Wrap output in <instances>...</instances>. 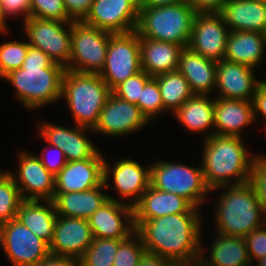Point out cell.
I'll return each mask as SVG.
<instances>
[{
  "instance_id": "17",
  "label": "cell",
  "mask_w": 266,
  "mask_h": 266,
  "mask_svg": "<svg viewBox=\"0 0 266 266\" xmlns=\"http://www.w3.org/2000/svg\"><path fill=\"white\" fill-rule=\"evenodd\" d=\"M88 221L96 238L127 239L135 232L133 207L111 195Z\"/></svg>"
},
{
  "instance_id": "46",
  "label": "cell",
  "mask_w": 266,
  "mask_h": 266,
  "mask_svg": "<svg viewBox=\"0 0 266 266\" xmlns=\"http://www.w3.org/2000/svg\"><path fill=\"white\" fill-rule=\"evenodd\" d=\"M228 0H190L197 12L219 13Z\"/></svg>"
},
{
  "instance_id": "49",
  "label": "cell",
  "mask_w": 266,
  "mask_h": 266,
  "mask_svg": "<svg viewBox=\"0 0 266 266\" xmlns=\"http://www.w3.org/2000/svg\"><path fill=\"white\" fill-rule=\"evenodd\" d=\"M190 0H138L139 7H156L181 3Z\"/></svg>"
},
{
  "instance_id": "32",
  "label": "cell",
  "mask_w": 266,
  "mask_h": 266,
  "mask_svg": "<svg viewBox=\"0 0 266 266\" xmlns=\"http://www.w3.org/2000/svg\"><path fill=\"white\" fill-rule=\"evenodd\" d=\"M154 78L158 82L164 113L166 111H172L174 113L184 102L194 95L188 81L178 70L167 72Z\"/></svg>"
},
{
  "instance_id": "11",
  "label": "cell",
  "mask_w": 266,
  "mask_h": 266,
  "mask_svg": "<svg viewBox=\"0 0 266 266\" xmlns=\"http://www.w3.org/2000/svg\"><path fill=\"white\" fill-rule=\"evenodd\" d=\"M0 246L13 266H37L50 254L49 244L16 219L0 225Z\"/></svg>"
},
{
  "instance_id": "2",
  "label": "cell",
  "mask_w": 266,
  "mask_h": 266,
  "mask_svg": "<svg viewBox=\"0 0 266 266\" xmlns=\"http://www.w3.org/2000/svg\"><path fill=\"white\" fill-rule=\"evenodd\" d=\"M65 68L54 63L42 50L29 46L22 67L2 79L15 88V95L27 109L36 110L60 101Z\"/></svg>"
},
{
  "instance_id": "33",
  "label": "cell",
  "mask_w": 266,
  "mask_h": 266,
  "mask_svg": "<svg viewBox=\"0 0 266 266\" xmlns=\"http://www.w3.org/2000/svg\"><path fill=\"white\" fill-rule=\"evenodd\" d=\"M124 239L93 238V242L78 260L79 266H113L115 256Z\"/></svg>"
},
{
  "instance_id": "34",
  "label": "cell",
  "mask_w": 266,
  "mask_h": 266,
  "mask_svg": "<svg viewBox=\"0 0 266 266\" xmlns=\"http://www.w3.org/2000/svg\"><path fill=\"white\" fill-rule=\"evenodd\" d=\"M23 198L14 179L7 172L0 179V225L16 219Z\"/></svg>"
},
{
  "instance_id": "24",
  "label": "cell",
  "mask_w": 266,
  "mask_h": 266,
  "mask_svg": "<svg viewBox=\"0 0 266 266\" xmlns=\"http://www.w3.org/2000/svg\"><path fill=\"white\" fill-rule=\"evenodd\" d=\"M230 31L266 34V3L254 0H228L221 11Z\"/></svg>"
},
{
  "instance_id": "36",
  "label": "cell",
  "mask_w": 266,
  "mask_h": 266,
  "mask_svg": "<svg viewBox=\"0 0 266 266\" xmlns=\"http://www.w3.org/2000/svg\"><path fill=\"white\" fill-rule=\"evenodd\" d=\"M138 107L149 122L164 112L158 82L154 77L142 89L141 99H138Z\"/></svg>"
},
{
  "instance_id": "53",
  "label": "cell",
  "mask_w": 266,
  "mask_h": 266,
  "mask_svg": "<svg viewBox=\"0 0 266 266\" xmlns=\"http://www.w3.org/2000/svg\"><path fill=\"white\" fill-rule=\"evenodd\" d=\"M254 1H260V2H265L266 3V0H254Z\"/></svg>"
},
{
  "instance_id": "10",
  "label": "cell",
  "mask_w": 266,
  "mask_h": 266,
  "mask_svg": "<svg viewBox=\"0 0 266 266\" xmlns=\"http://www.w3.org/2000/svg\"><path fill=\"white\" fill-rule=\"evenodd\" d=\"M23 27L31 47L42 50L54 63L65 69L69 66L71 22L29 17L24 21Z\"/></svg>"
},
{
  "instance_id": "52",
  "label": "cell",
  "mask_w": 266,
  "mask_h": 266,
  "mask_svg": "<svg viewBox=\"0 0 266 266\" xmlns=\"http://www.w3.org/2000/svg\"><path fill=\"white\" fill-rule=\"evenodd\" d=\"M8 171L1 172L0 171V179L7 173Z\"/></svg>"
},
{
  "instance_id": "27",
  "label": "cell",
  "mask_w": 266,
  "mask_h": 266,
  "mask_svg": "<svg viewBox=\"0 0 266 266\" xmlns=\"http://www.w3.org/2000/svg\"><path fill=\"white\" fill-rule=\"evenodd\" d=\"M104 182L95 188L69 193H54L52 200L58 216L89 219L108 199L102 190Z\"/></svg>"
},
{
  "instance_id": "44",
  "label": "cell",
  "mask_w": 266,
  "mask_h": 266,
  "mask_svg": "<svg viewBox=\"0 0 266 266\" xmlns=\"http://www.w3.org/2000/svg\"><path fill=\"white\" fill-rule=\"evenodd\" d=\"M69 17L73 21H82L88 14L94 0H63Z\"/></svg>"
},
{
  "instance_id": "42",
  "label": "cell",
  "mask_w": 266,
  "mask_h": 266,
  "mask_svg": "<svg viewBox=\"0 0 266 266\" xmlns=\"http://www.w3.org/2000/svg\"><path fill=\"white\" fill-rule=\"evenodd\" d=\"M43 149H44L42 150L43 152H41V155H39L38 157L40 158L42 164L47 168V170L53 176H56L59 173L60 169L67 163L65 153L58 146H52L47 143H46V148L44 147ZM47 149H50V151L51 149L54 150L53 151L54 154L56 151L54 158H52L53 156L48 157L49 155L45 152Z\"/></svg>"
},
{
  "instance_id": "26",
  "label": "cell",
  "mask_w": 266,
  "mask_h": 266,
  "mask_svg": "<svg viewBox=\"0 0 266 266\" xmlns=\"http://www.w3.org/2000/svg\"><path fill=\"white\" fill-rule=\"evenodd\" d=\"M183 49L173 42L140 38L141 69L151 77L178 70Z\"/></svg>"
},
{
  "instance_id": "5",
  "label": "cell",
  "mask_w": 266,
  "mask_h": 266,
  "mask_svg": "<svg viewBox=\"0 0 266 266\" xmlns=\"http://www.w3.org/2000/svg\"><path fill=\"white\" fill-rule=\"evenodd\" d=\"M197 11L190 1L156 7H139V38L173 42L188 47Z\"/></svg>"
},
{
  "instance_id": "39",
  "label": "cell",
  "mask_w": 266,
  "mask_h": 266,
  "mask_svg": "<svg viewBox=\"0 0 266 266\" xmlns=\"http://www.w3.org/2000/svg\"><path fill=\"white\" fill-rule=\"evenodd\" d=\"M151 78L150 75L141 70L117 85L111 92L115 96L138 106V99H141L142 89Z\"/></svg>"
},
{
  "instance_id": "30",
  "label": "cell",
  "mask_w": 266,
  "mask_h": 266,
  "mask_svg": "<svg viewBox=\"0 0 266 266\" xmlns=\"http://www.w3.org/2000/svg\"><path fill=\"white\" fill-rule=\"evenodd\" d=\"M57 216L53 201L23 200L17 211L16 220L50 244Z\"/></svg>"
},
{
  "instance_id": "31",
  "label": "cell",
  "mask_w": 266,
  "mask_h": 266,
  "mask_svg": "<svg viewBox=\"0 0 266 266\" xmlns=\"http://www.w3.org/2000/svg\"><path fill=\"white\" fill-rule=\"evenodd\" d=\"M211 95H193L173 114L178 122L192 133L207 132L214 129V102Z\"/></svg>"
},
{
  "instance_id": "47",
  "label": "cell",
  "mask_w": 266,
  "mask_h": 266,
  "mask_svg": "<svg viewBox=\"0 0 266 266\" xmlns=\"http://www.w3.org/2000/svg\"><path fill=\"white\" fill-rule=\"evenodd\" d=\"M37 266H79V261L71 257L49 254Z\"/></svg>"
},
{
  "instance_id": "29",
  "label": "cell",
  "mask_w": 266,
  "mask_h": 266,
  "mask_svg": "<svg viewBox=\"0 0 266 266\" xmlns=\"http://www.w3.org/2000/svg\"><path fill=\"white\" fill-rule=\"evenodd\" d=\"M265 47L266 34L252 31H230L224 59L255 68L263 61Z\"/></svg>"
},
{
  "instance_id": "45",
  "label": "cell",
  "mask_w": 266,
  "mask_h": 266,
  "mask_svg": "<svg viewBox=\"0 0 266 266\" xmlns=\"http://www.w3.org/2000/svg\"><path fill=\"white\" fill-rule=\"evenodd\" d=\"M253 111H254V120L257 119V114L260 113L262 118H266V81L263 80L259 85L258 89L255 92L253 99ZM266 128V125H265Z\"/></svg>"
},
{
  "instance_id": "50",
  "label": "cell",
  "mask_w": 266,
  "mask_h": 266,
  "mask_svg": "<svg viewBox=\"0 0 266 266\" xmlns=\"http://www.w3.org/2000/svg\"><path fill=\"white\" fill-rule=\"evenodd\" d=\"M8 25H7V22H6V17L5 15L3 14L2 12V9L0 7V33H6L8 30Z\"/></svg>"
},
{
  "instance_id": "35",
  "label": "cell",
  "mask_w": 266,
  "mask_h": 266,
  "mask_svg": "<svg viewBox=\"0 0 266 266\" xmlns=\"http://www.w3.org/2000/svg\"><path fill=\"white\" fill-rule=\"evenodd\" d=\"M30 44L26 41H10L0 44V79L22 67Z\"/></svg>"
},
{
  "instance_id": "43",
  "label": "cell",
  "mask_w": 266,
  "mask_h": 266,
  "mask_svg": "<svg viewBox=\"0 0 266 266\" xmlns=\"http://www.w3.org/2000/svg\"><path fill=\"white\" fill-rule=\"evenodd\" d=\"M31 2L32 0H0V7L6 18L23 15L25 21L29 18Z\"/></svg>"
},
{
  "instance_id": "28",
  "label": "cell",
  "mask_w": 266,
  "mask_h": 266,
  "mask_svg": "<svg viewBox=\"0 0 266 266\" xmlns=\"http://www.w3.org/2000/svg\"><path fill=\"white\" fill-rule=\"evenodd\" d=\"M210 248V254L205 256L201 240V254L197 266H253L244 237L217 233Z\"/></svg>"
},
{
  "instance_id": "16",
  "label": "cell",
  "mask_w": 266,
  "mask_h": 266,
  "mask_svg": "<svg viewBox=\"0 0 266 266\" xmlns=\"http://www.w3.org/2000/svg\"><path fill=\"white\" fill-rule=\"evenodd\" d=\"M112 165L104 161L105 189L111 188L109 179L112 177V189L117 191L122 199L130 198L128 204L133 207L150 186L151 166L149 164L144 168L139 162L128 158L118 160Z\"/></svg>"
},
{
  "instance_id": "37",
  "label": "cell",
  "mask_w": 266,
  "mask_h": 266,
  "mask_svg": "<svg viewBox=\"0 0 266 266\" xmlns=\"http://www.w3.org/2000/svg\"><path fill=\"white\" fill-rule=\"evenodd\" d=\"M145 252L141 238L134 232L120 242L113 266H137Z\"/></svg>"
},
{
  "instance_id": "48",
  "label": "cell",
  "mask_w": 266,
  "mask_h": 266,
  "mask_svg": "<svg viewBox=\"0 0 266 266\" xmlns=\"http://www.w3.org/2000/svg\"><path fill=\"white\" fill-rule=\"evenodd\" d=\"M137 266H173V264L157 254L145 252Z\"/></svg>"
},
{
  "instance_id": "13",
  "label": "cell",
  "mask_w": 266,
  "mask_h": 266,
  "mask_svg": "<svg viewBox=\"0 0 266 266\" xmlns=\"http://www.w3.org/2000/svg\"><path fill=\"white\" fill-rule=\"evenodd\" d=\"M17 173H8L14 179L23 200L54 199L55 176L42 164L37 155L19 149ZM15 174V175H14Z\"/></svg>"
},
{
  "instance_id": "19",
  "label": "cell",
  "mask_w": 266,
  "mask_h": 266,
  "mask_svg": "<svg viewBox=\"0 0 266 266\" xmlns=\"http://www.w3.org/2000/svg\"><path fill=\"white\" fill-rule=\"evenodd\" d=\"M93 238L87 219L57 216L49 244L50 254L79 260Z\"/></svg>"
},
{
  "instance_id": "38",
  "label": "cell",
  "mask_w": 266,
  "mask_h": 266,
  "mask_svg": "<svg viewBox=\"0 0 266 266\" xmlns=\"http://www.w3.org/2000/svg\"><path fill=\"white\" fill-rule=\"evenodd\" d=\"M29 17L73 22L67 13L63 0H32Z\"/></svg>"
},
{
  "instance_id": "23",
  "label": "cell",
  "mask_w": 266,
  "mask_h": 266,
  "mask_svg": "<svg viewBox=\"0 0 266 266\" xmlns=\"http://www.w3.org/2000/svg\"><path fill=\"white\" fill-rule=\"evenodd\" d=\"M201 208L193 207L177 194L164 192L151 186L133 206L134 220H151L178 213H199Z\"/></svg>"
},
{
  "instance_id": "21",
  "label": "cell",
  "mask_w": 266,
  "mask_h": 266,
  "mask_svg": "<svg viewBox=\"0 0 266 266\" xmlns=\"http://www.w3.org/2000/svg\"><path fill=\"white\" fill-rule=\"evenodd\" d=\"M254 68L245 64L217 61L216 90L219 98L253 101L258 85L263 80L255 77Z\"/></svg>"
},
{
  "instance_id": "1",
  "label": "cell",
  "mask_w": 266,
  "mask_h": 266,
  "mask_svg": "<svg viewBox=\"0 0 266 266\" xmlns=\"http://www.w3.org/2000/svg\"><path fill=\"white\" fill-rule=\"evenodd\" d=\"M200 213H178L151 220H134L146 252L173 265L197 266L201 254Z\"/></svg>"
},
{
  "instance_id": "7",
  "label": "cell",
  "mask_w": 266,
  "mask_h": 266,
  "mask_svg": "<svg viewBox=\"0 0 266 266\" xmlns=\"http://www.w3.org/2000/svg\"><path fill=\"white\" fill-rule=\"evenodd\" d=\"M150 186L186 199L193 207L200 208L206 201L207 187L202 167H192L178 162L165 160L150 164Z\"/></svg>"
},
{
  "instance_id": "41",
  "label": "cell",
  "mask_w": 266,
  "mask_h": 266,
  "mask_svg": "<svg viewBox=\"0 0 266 266\" xmlns=\"http://www.w3.org/2000/svg\"><path fill=\"white\" fill-rule=\"evenodd\" d=\"M266 223L261 227L246 235L245 241L247 244L248 255L252 265L259 258L266 256Z\"/></svg>"
},
{
  "instance_id": "15",
  "label": "cell",
  "mask_w": 266,
  "mask_h": 266,
  "mask_svg": "<svg viewBox=\"0 0 266 266\" xmlns=\"http://www.w3.org/2000/svg\"><path fill=\"white\" fill-rule=\"evenodd\" d=\"M148 123L136 104L123 100L111 92L92 132L109 137H123L140 131Z\"/></svg>"
},
{
  "instance_id": "3",
  "label": "cell",
  "mask_w": 266,
  "mask_h": 266,
  "mask_svg": "<svg viewBox=\"0 0 266 266\" xmlns=\"http://www.w3.org/2000/svg\"><path fill=\"white\" fill-rule=\"evenodd\" d=\"M202 142L200 165L211 192L220 186L249 182L255 155L248 152L242 137L214 134Z\"/></svg>"
},
{
  "instance_id": "22",
  "label": "cell",
  "mask_w": 266,
  "mask_h": 266,
  "mask_svg": "<svg viewBox=\"0 0 266 266\" xmlns=\"http://www.w3.org/2000/svg\"><path fill=\"white\" fill-rule=\"evenodd\" d=\"M254 120L253 102L226 98H215L214 130L204 139L212 135L241 137L242 129L251 125Z\"/></svg>"
},
{
  "instance_id": "9",
  "label": "cell",
  "mask_w": 266,
  "mask_h": 266,
  "mask_svg": "<svg viewBox=\"0 0 266 266\" xmlns=\"http://www.w3.org/2000/svg\"><path fill=\"white\" fill-rule=\"evenodd\" d=\"M140 38L136 31L110 36L106 61L100 77L112 91L117 85L141 71Z\"/></svg>"
},
{
  "instance_id": "6",
  "label": "cell",
  "mask_w": 266,
  "mask_h": 266,
  "mask_svg": "<svg viewBox=\"0 0 266 266\" xmlns=\"http://www.w3.org/2000/svg\"><path fill=\"white\" fill-rule=\"evenodd\" d=\"M110 94L99 74L65 70L61 98L66 100L74 124L93 130Z\"/></svg>"
},
{
  "instance_id": "8",
  "label": "cell",
  "mask_w": 266,
  "mask_h": 266,
  "mask_svg": "<svg viewBox=\"0 0 266 266\" xmlns=\"http://www.w3.org/2000/svg\"><path fill=\"white\" fill-rule=\"evenodd\" d=\"M112 34L82 21L71 22V59L66 70L100 74Z\"/></svg>"
},
{
  "instance_id": "14",
  "label": "cell",
  "mask_w": 266,
  "mask_h": 266,
  "mask_svg": "<svg viewBox=\"0 0 266 266\" xmlns=\"http://www.w3.org/2000/svg\"><path fill=\"white\" fill-rule=\"evenodd\" d=\"M229 33L220 13L197 12L188 47L208 59L220 61L226 53Z\"/></svg>"
},
{
  "instance_id": "12",
  "label": "cell",
  "mask_w": 266,
  "mask_h": 266,
  "mask_svg": "<svg viewBox=\"0 0 266 266\" xmlns=\"http://www.w3.org/2000/svg\"><path fill=\"white\" fill-rule=\"evenodd\" d=\"M138 19V0H94L82 22L115 34L136 31Z\"/></svg>"
},
{
  "instance_id": "4",
  "label": "cell",
  "mask_w": 266,
  "mask_h": 266,
  "mask_svg": "<svg viewBox=\"0 0 266 266\" xmlns=\"http://www.w3.org/2000/svg\"><path fill=\"white\" fill-rule=\"evenodd\" d=\"M222 189L215 206L216 233L245 237L266 223V214L250 182L220 186L213 191Z\"/></svg>"
},
{
  "instance_id": "51",
  "label": "cell",
  "mask_w": 266,
  "mask_h": 266,
  "mask_svg": "<svg viewBox=\"0 0 266 266\" xmlns=\"http://www.w3.org/2000/svg\"><path fill=\"white\" fill-rule=\"evenodd\" d=\"M254 263H257V266H266V256L259 258Z\"/></svg>"
},
{
  "instance_id": "40",
  "label": "cell",
  "mask_w": 266,
  "mask_h": 266,
  "mask_svg": "<svg viewBox=\"0 0 266 266\" xmlns=\"http://www.w3.org/2000/svg\"><path fill=\"white\" fill-rule=\"evenodd\" d=\"M249 182L266 214V156L257 154L253 160Z\"/></svg>"
},
{
  "instance_id": "20",
  "label": "cell",
  "mask_w": 266,
  "mask_h": 266,
  "mask_svg": "<svg viewBox=\"0 0 266 266\" xmlns=\"http://www.w3.org/2000/svg\"><path fill=\"white\" fill-rule=\"evenodd\" d=\"M42 122L39 123L38 135L47 144L61 148L67 161L89 159L99 151L86 135V132H91L92 129L76 124L69 129L64 126Z\"/></svg>"
},
{
  "instance_id": "18",
  "label": "cell",
  "mask_w": 266,
  "mask_h": 266,
  "mask_svg": "<svg viewBox=\"0 0 266 266\" xmlns=\"http://www.w3.org/2000/svg\"><path fill=\"white\" fill-rule=\"evenodd\" d=\"M105 156L100 150L91 158L67 161L55 176V192L69 193L85 191L104 182Z\"/></svg>"
},
{
  "instance_id": "25",
  "label": "cell",
  "mask_w": 266,
  "mask_h": 266,
  "mask_svg": "<svg viewBox=\"0 0 266 266\" xmlns=\"http://www.w3.org/2000/svg\"><path fill=\"white\" fill-rule=\"evenodd\" d=\"M217 62L184 47L178 71L188 81L194 95H210L216 86ZM211 91V92H210Z\"/></svg>"
}]
</instances>
